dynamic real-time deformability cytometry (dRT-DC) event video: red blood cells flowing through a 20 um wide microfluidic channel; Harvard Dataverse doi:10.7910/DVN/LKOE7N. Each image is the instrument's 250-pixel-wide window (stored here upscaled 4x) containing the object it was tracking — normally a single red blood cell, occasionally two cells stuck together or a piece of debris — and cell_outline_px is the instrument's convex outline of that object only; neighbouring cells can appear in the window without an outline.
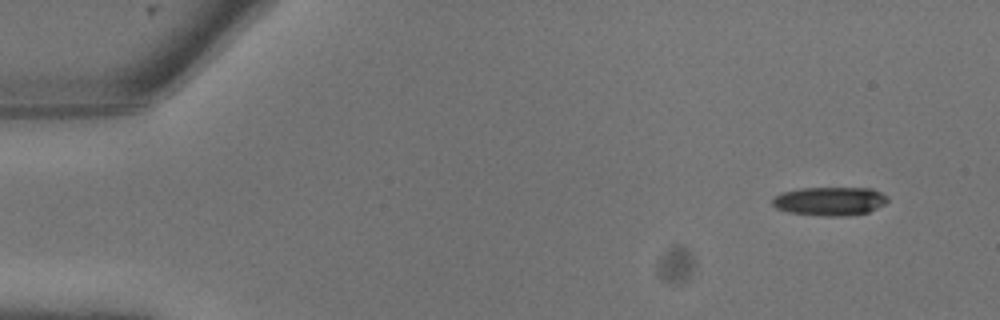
{"species": "common noctule bat (a hibernating species)", "species_latin": "Nyctalus noctula", "temperature_condition": "warm", "stored_images_in_passage": 8, "camera_frame_rate_fps": 3000, "um_per_image_px": 0.085, "animal": {"sex": "male", "body_mass_g": 13.3}, "frame": {"image": 1, "passage_image": 1, "time_ms": 0.0, "image_size_px": [1000, 320], "cell_outline_px": [[888, 200], [884, 204], [868, 212], [848, 216], [820, 216], [788, 212], [776, 208], [772, 204], [772, 196], [780, 192], [800, 188], [872, 188], [888, 196]], "centroid_in_image_um": [70.5, 17.1], "position_along_channel_um": 14.5, "area_um2": 19.48}}
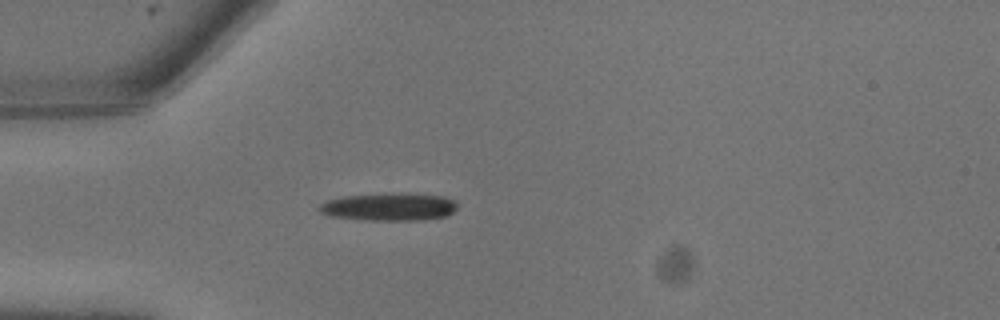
{"frame": {"image": 2, "passage_image": 6, "time_ms": 1.667, "image_size_px": [1000, 320], "cell_outline_px": [[456, 208], [452, 212], [444, 216], [416, 220], [368, 220], [328, 216], [320, 212], [316, 208], [320, 204], [328, 200], [344, 196], [444, 196], [456, 200]], "centroid_in_image_um": [33.01, 17.63], "position_along_channel_um": 52.0, "area_um2": 20.98}}